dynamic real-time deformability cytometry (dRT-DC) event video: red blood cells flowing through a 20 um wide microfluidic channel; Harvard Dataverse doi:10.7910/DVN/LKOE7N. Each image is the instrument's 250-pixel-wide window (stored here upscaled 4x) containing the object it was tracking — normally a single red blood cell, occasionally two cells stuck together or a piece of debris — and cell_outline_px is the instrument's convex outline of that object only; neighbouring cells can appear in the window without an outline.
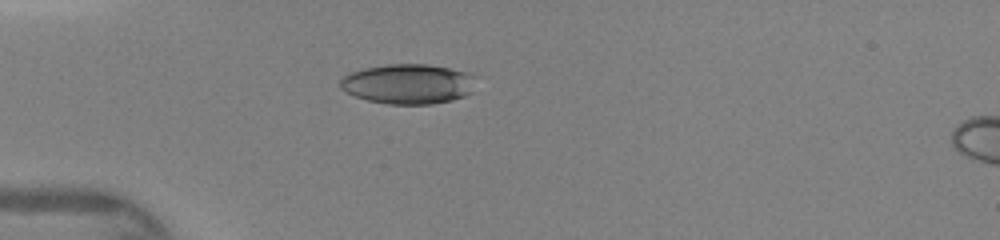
{"species": "human", "species_latin": "Homo sapiens", "temperature_condition": "warm", "stored_images_in_passage": 34, "camera_frame_rate_fps": 3000, "um_per_image_px": 0.085, "donor": {"sex": "female"}, "frame": {"image": 1, "passage_image": 1, "time_ms": 0.0, "image_size_px": [1000, 240], "cell_outline_px": [[476, 76], [472, 92], [464, 96], [452, 100], [432, 104], [388, 104], [368, 100], [356, 96], [340, 88], [340, 80], [344, 76], [352, 72], [364, 68], [388, 64], [428, 64], [472, 72]], "centroid_in_image_um": [34.75, 7.12], "position_along_channel_um": 50.2, "area_um2": 31.73}}
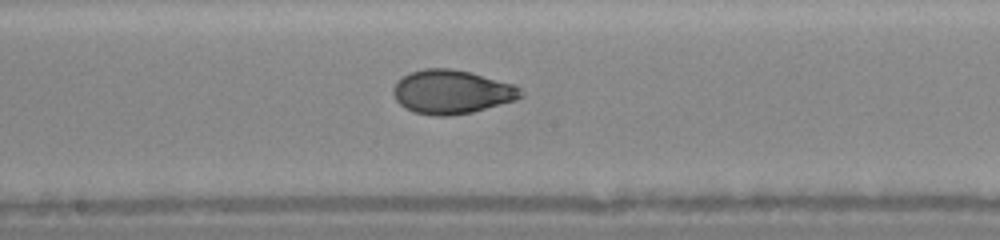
{"frame": {"image": 2, "passage_image": 13, "time_ms": 4.0, "image_size_px": [1000, 240], "cell_outline_px": [[524, 96], [516, 100], [472, 112], [448, 116], [436, 116], [412, 112], [404, 108], [396, 100], [392, 92], [392, 88], [404, 76], [412, 72], [424, 68], [452, 68], [516, 84], [524, 92]], "centroid_in_image_um": [38.42, 7.82], "position_along_channel_um": 209.8, "area_um2": 32.66}}
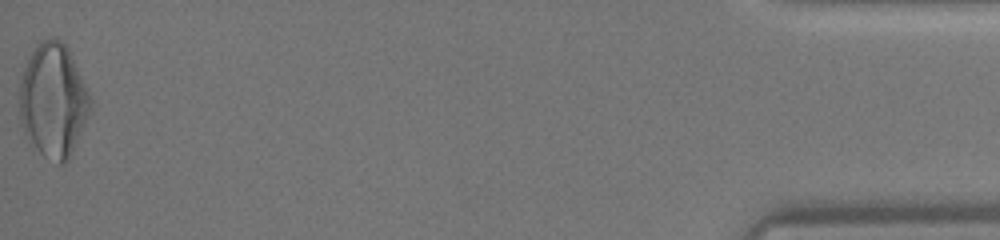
{"frame": {"image": 3, "passage_image": 34, "time_ms": 11.0, "image_size_px": [1000, 240], "cell_outline_px": [[92, 104], [88, 116], [68, 160], [60, 164], [56, 164], [44, 156], [28, 140], [24, 132], [20, 120], [20, 84], [24, 68], [32, 52], [44, 40], [52, 36], [60, 40], [68, 48], [92, 100]], "centroid_in_image_um": [4.53, 8.56], "position_along_channel_um": 430.7, "area_um2": 46.36}}